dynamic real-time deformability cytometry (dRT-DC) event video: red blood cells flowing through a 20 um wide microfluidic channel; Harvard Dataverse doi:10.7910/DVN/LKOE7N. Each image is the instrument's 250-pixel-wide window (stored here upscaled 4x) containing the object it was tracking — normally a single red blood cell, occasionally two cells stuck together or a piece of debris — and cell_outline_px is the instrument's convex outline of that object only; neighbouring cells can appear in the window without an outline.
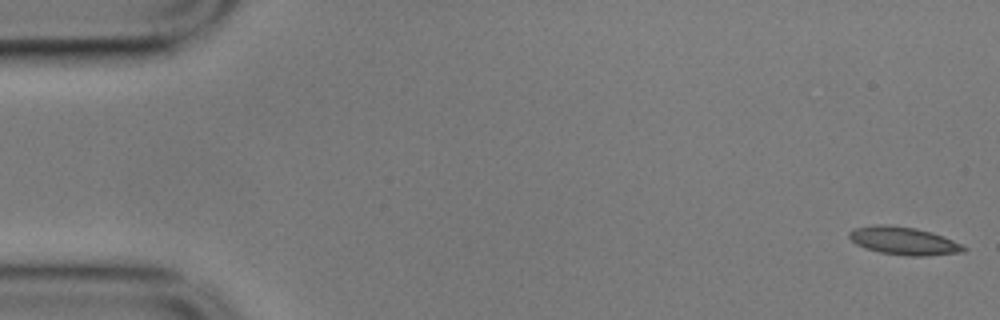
{"species": "common noctule bat (a hibernating species)", "species_latin": "Nyctalus noctula", "temperature_condition": "cold", "stored_images_in_passage": 57, "camera_frame_rate_fps": 3000, "um_per_image_px": 0.085, "animal": {"sex": "male", "body_mass_g": 17.9}, "frame": {"image": 1, "passage_image": 1, "time_ms": 0.0, "image_size_px": [1000, 320], "cell_outline_px": [[968, 248], [964, 252], [924, 256], [904, 256], [880, 252], [864, 248], [856, 244], [848, 236], [848, 232], [852, 228], [872, 224], [888, 224], [916, 228], [932, 232], [944, 236]], "centroid_in_image_um": [76.78, 20.46], "position_along_channel_um": 8.2, "area_um2": 18.9}}
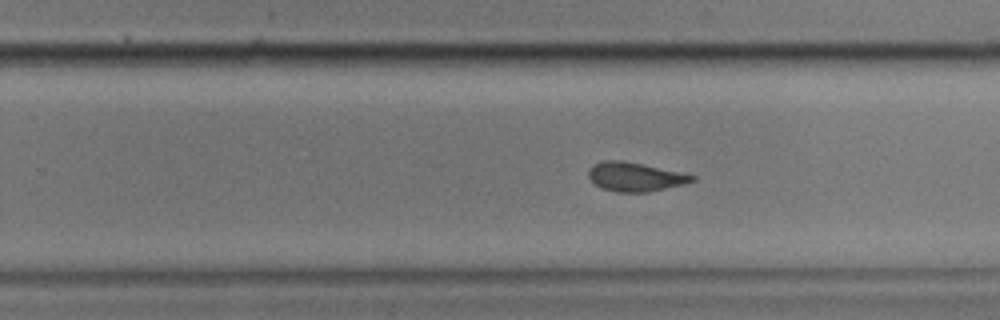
{"frame": {"image": 2, "passage_image": 35, "time_ms": 11.333, "image_size_px": [1000, 320], "cell_outline_px": [[696, 180], [684, 184], [648, 192], [616, 192], [600, 188], [588, 176], [588, 168], [592, 164], [604, 160], [624, 160], [696, 176]], "centroid_in_image_um": [53.94, 15.03], "position_along_channel_um": 275.9, "area_um2": 17.46}}
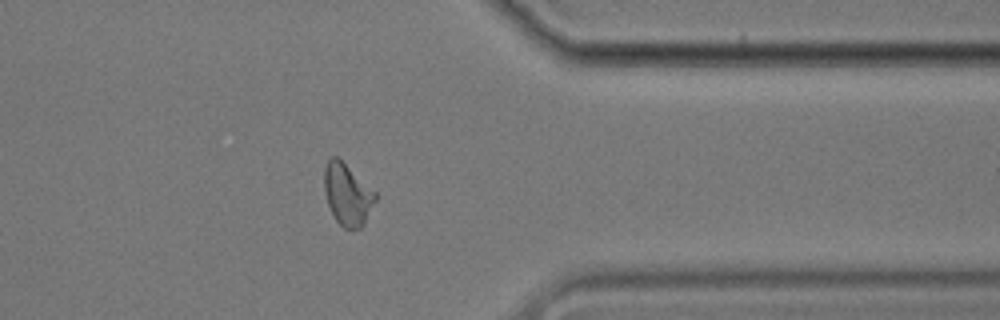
{"frame": {"image": 3, "passage_image": 45, "time_ms": 14.667, "image_size_px": [1000, 320], "cell_outline_px": [[376, 200], [364, 224], [360, 228], [344, 228], [336, 220], [328, 204], [324, 192], [324, 168], [328, 160], [332, 156], [336, 156], [376, 192]], "centroid_in_image_um": [29.52, 16.53], "position_along_channel_um": 381.9, "area_um2": 18.09}, "authors_computed_cell_mechanics": {"area_um2": 18.3804, "velocity_mm_per_s": 3.5047, "shape_relaxation_time_tau1_ms": 4.4554, "shape_relaxation_time_tau2_ms": 1.726, "deformation_change_tau1": 0.1376, "deformation_change_tau2": 0.0742}}